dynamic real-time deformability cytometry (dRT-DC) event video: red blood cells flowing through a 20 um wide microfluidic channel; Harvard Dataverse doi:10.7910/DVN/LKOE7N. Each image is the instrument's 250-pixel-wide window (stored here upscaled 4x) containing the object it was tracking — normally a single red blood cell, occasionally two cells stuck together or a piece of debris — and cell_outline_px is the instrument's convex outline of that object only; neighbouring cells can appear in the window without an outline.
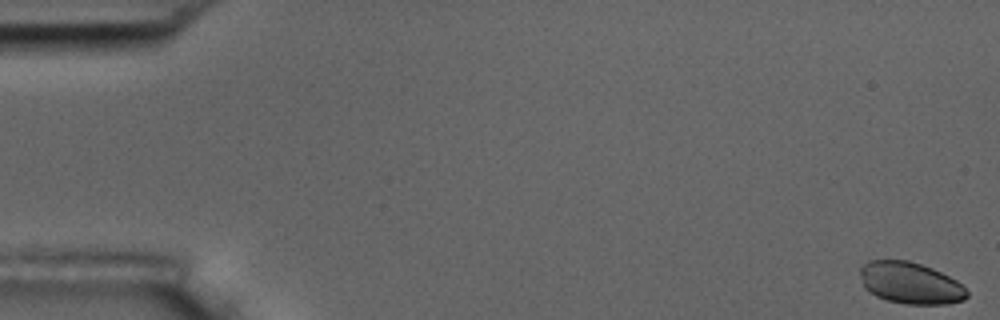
{"species": "common noctule bat (a hibernating species)", "species_latin": "Nyctalus noctula", "temperature_condition": "room temperature", "stored_images_in_passage": 55, "camera_frame_rate_fps": 3000, "um_per_image_px": 0.085, "animal": {"sex": "male", "body_mass_g": 17.5, "forearm_length_mm": 52.3}, "frame": {"image": 1, "passage_image": 1, "time_ms": 0.0, "image_size_px": [1000, 320], "cell_outline_px": [[968, 296], [964, 300], [948, 304], [904, 304], [888, 300], [876, 296], [868, 292], [864, 288], [860, 276], [860, 268], [868, 260], [908, 260], [932, 268], [956, 280], [968, 292]], "centroid_in_image_um": [77.36, 24.06], "position_along_channel_um": 7.6, "area_um2": 25.95}}
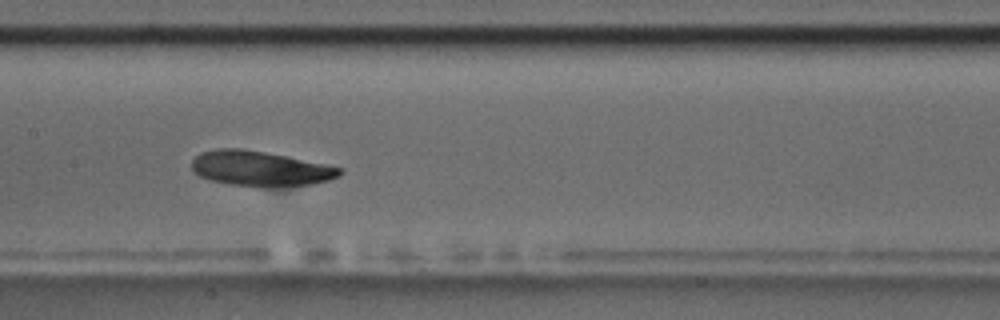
{"frame": {"image": 2, "passage_image": 28, "time_ms": 9.0, "image_size_px": [1000, 320], "cell_outline_px": [[344, 172], [340, 176], [328, 180], [312, 184], [272, 188], [264, 188], [228, 184], [212, 180], [200, 176], [192, 168], [192, 160], [200, 152], [216, 148], [240, 148], [264, 152], [344, 168]], "centroid_in_image_um": [22.13, 14.34], "position_along_channel_um": 185.3, "area_um2": 30.4}}
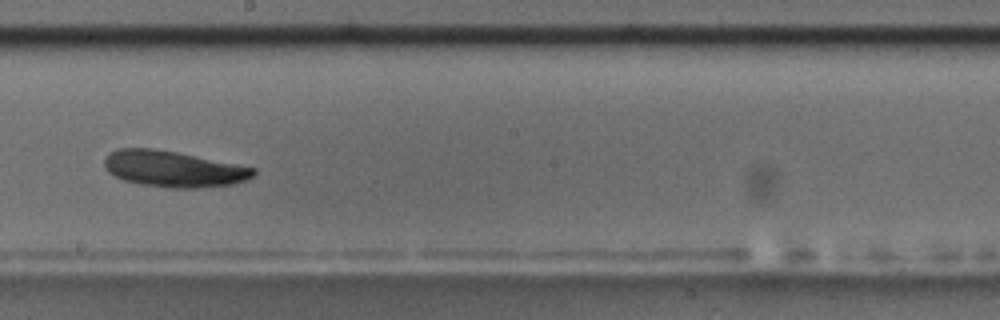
{"frame": {"image": 3, "passage_image": 32, "time_ms": 10.333, "image_size_px": [1000, 320], "cell_outline_px": [[256, 172], [252, 176], [244, 180], [232, 184], [196, 188], [172, 188], [140, 184], [124, 180], [108, 172], [104, 168], [104, 156], [108, 152], [116, 148], [152, 148], [176, 152], [256, 168]], "centroid_in_image_um": [14.67, 14.35], "position_along_channel_um": 233.5, "area_um2": 31.27}}